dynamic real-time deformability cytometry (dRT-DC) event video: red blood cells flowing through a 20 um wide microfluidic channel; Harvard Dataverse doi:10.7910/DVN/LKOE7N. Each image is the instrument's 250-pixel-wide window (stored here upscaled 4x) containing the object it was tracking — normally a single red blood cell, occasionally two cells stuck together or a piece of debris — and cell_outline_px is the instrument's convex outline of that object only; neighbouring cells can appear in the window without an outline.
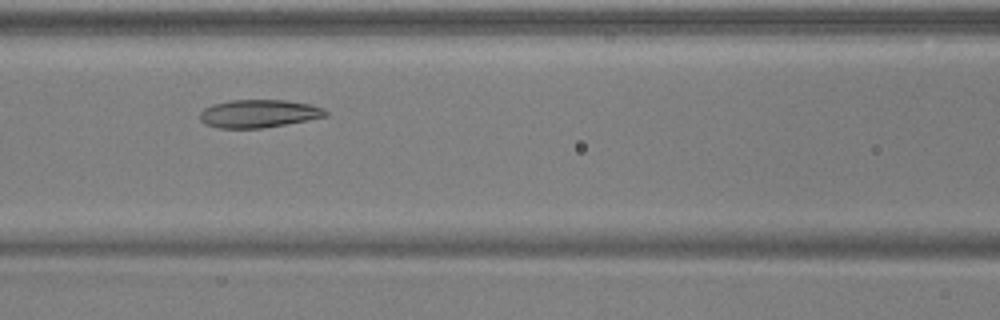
{"species": "common noctule bat (a hibernating species)", "species_latin": "Nyctalus noctula", "temperature_condition": "warm", "stored_images_in_passage": 40, "camera_frame_rate_fps": 3000, "um_per_image_px": 0.085, "animal": {"sex": "male", "body_mass_g": 17.9, "forearm_length_mm": 54.2}, "frame": {"image": 1, "passage_image": 16, "time_ms": 5.0, "image_size_px": [1000, 320], "cell_outline_px": [[328, 116], [308, 120], [260, 128], [220, 128], [204, 124], [200, 120], [200, 112], [204, 108], [212, 104], [232, 100], [284, 100], [312, 104], [324, 108], [328, 112]], "centroid_in_image_um": [22.0, 9.65], "position_along_channel_um": 144.6, "area_um2": 20.52}}
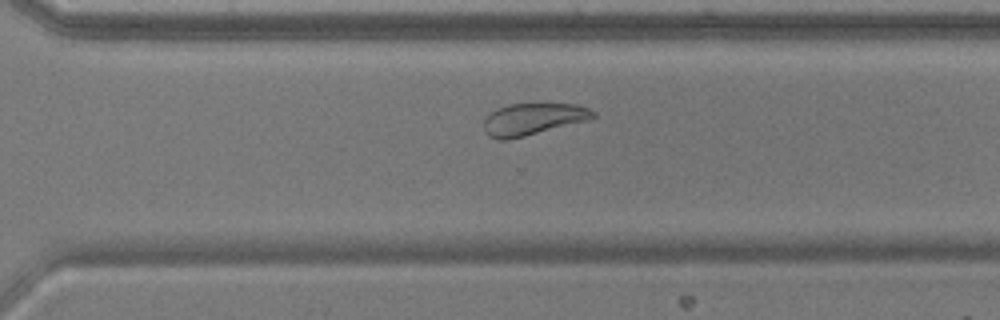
{"frame": {"image": 2, "passage_image": 30, "time_ms": 9.667, "image_size_px": [1000, 320], "cell_outline_px": [[596, 116], [588, 120], [508, 140], [500, 140], [488, 136], [484, 132], [484, 120], [492, 112], [508, 104], [576, 104], [588, 108], [596, 112]], "centroid_in_image_um": [45.3, 10.13], "position_along_channel_um": 325.3, "area_um2": 20.06}}
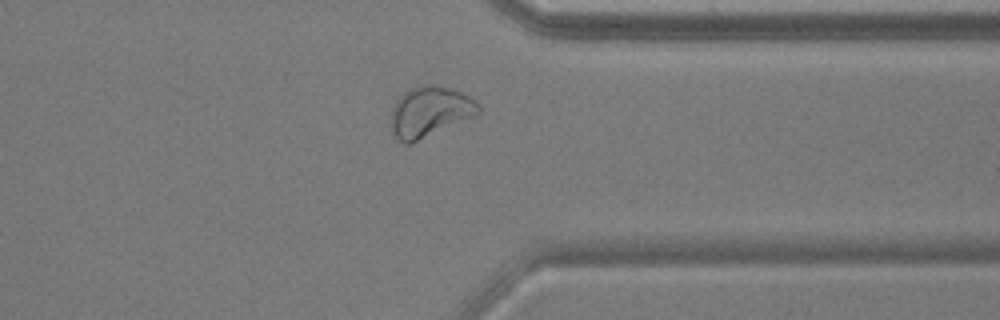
{"frame": {"image": 3, "passage_image": 34, "time_ms": 11.0, "image_size_px": [1000, 320], "cell_outline_px": [[480, 112], [472, 116], [408, 144], [404, 144], [392, 132], [388, 124], [392, 108], [396, 100], [404, 92], [412, 88], [428, 84], [436, 84], [460, 92], [476, 100], [480, 104]], "centroid_in_image_um": [36.48, 9.48], "position_along_channel_um": 374.9, "area_um2": 25.32}, "authors_computed_cell_mechanics": {"area_um2": 21.6461, "velocity_mm_per_s": 3.8838, "shape_relaxation_time_tau1_ms": 6.3846, "shape_relaxation_time_tau2_ms": 5.5252, "deformation_change_tau1": 0.1523, "deformation_change_tau2": 0.1043}}